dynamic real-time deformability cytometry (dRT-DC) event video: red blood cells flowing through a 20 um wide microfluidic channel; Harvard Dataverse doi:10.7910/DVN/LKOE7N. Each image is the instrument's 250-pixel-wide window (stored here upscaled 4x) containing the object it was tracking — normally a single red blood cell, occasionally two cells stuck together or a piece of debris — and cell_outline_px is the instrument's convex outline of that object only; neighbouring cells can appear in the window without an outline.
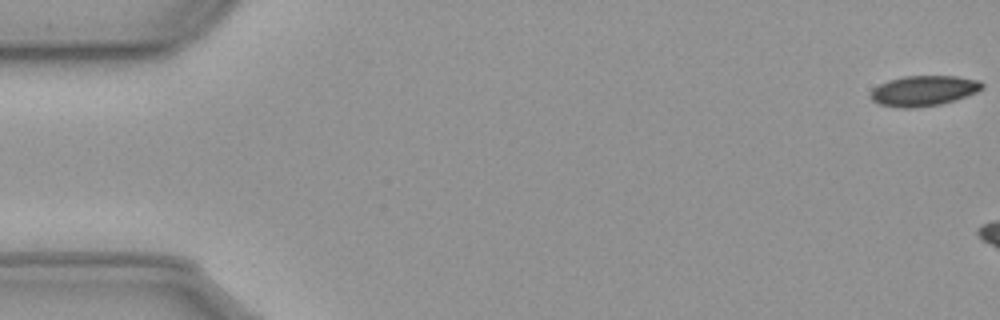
{"species": "common noctule bat (a hibernating species)", "species_latin": "Nyctalus noctula", "temperature_condition": "cold", "stored_images_in_passage": 10, "camera_frame_rate_fps": 3000, "um_per_image_px": 0.085, "animal": {"sex": "male", "body_mass_g": 23.1, "forearm_length_mm": 52.7}, "frame": {"image": 1, "passage_image": 1, "time_ms": 0.0, "image_size_px": [1000, 320], "cell_outline_px": [[984, 88], [976, 92], [940, 104], [908, 108], [904, 108], [880, 104], [872, 100], [868, 96], [872, 88], [888, 80], [904, 76], [956, 76], [980, 80], [984, 84]], "centroid_in_image_um": [78.48, 7.7], "position_along_channel_um": 6.5, "area_um2": 19.59}}